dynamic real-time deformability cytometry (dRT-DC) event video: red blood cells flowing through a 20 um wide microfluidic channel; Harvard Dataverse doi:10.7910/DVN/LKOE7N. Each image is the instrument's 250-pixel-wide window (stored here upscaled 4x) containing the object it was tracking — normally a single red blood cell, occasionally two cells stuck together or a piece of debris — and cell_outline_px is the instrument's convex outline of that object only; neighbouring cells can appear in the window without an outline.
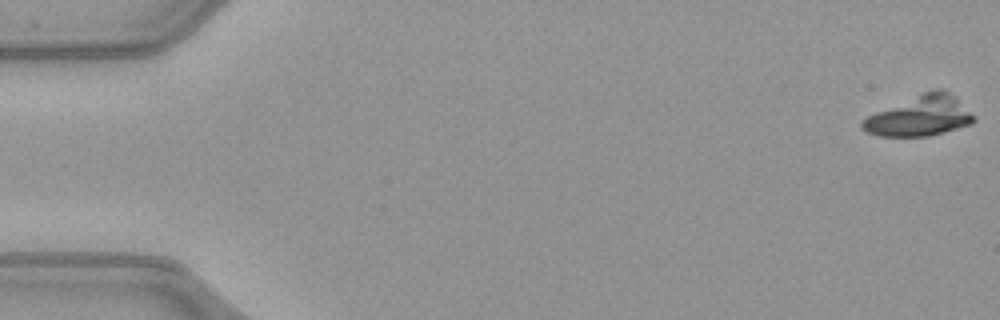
{"species": "common noctule bat (a hibernating species)", "species_latin": "Nyctalus noctula", "temperature_condition": "warm", "stored_images_in_passage": 22, "camera_frame_rate_fps": 3000, "um_per_image_px": 0.085, "animal": {"sex": "female", "body_mass_g": 21.9}, "frame": {"image": 1, "passage_image": 1, "time_ms": 0.0, "image_size_px": [1000, 320], "cell_outline_px": [[976, 120], [972, 124], [944, 132], [928, 136], [876, 136], [860, 128], [860, 120], [876, 112], [932, 88], [944, 88], [956, 96], [976, 116]], "centroid_in_image_um": [78.23, 9.84], "position_along_channel_um": 6.8, "area_um2": 26.47}}
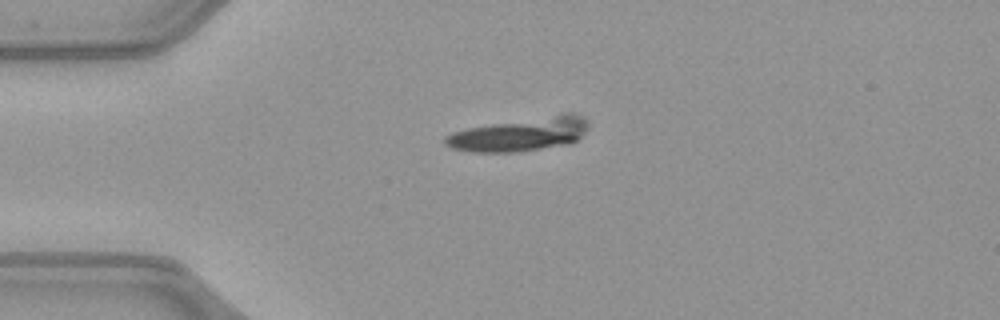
{"frame": {"image": 2, "passage_image": 13, "time_ms": 4.0, "image_size_px": [1000, 320], "cell_outline_px": [[588, 128], [576, 140], [568, 144], [520, 152], [472, 152], [452, 148], [444, 144], [444, 136], [452, 132], [468, 128], [564, 112], [576, 112], [584, 116], [588, 120]], "centroid_in_image_um": [44.24, 11.4], "position_along_channel_um": 40.8, "area_um2": 28.26}}